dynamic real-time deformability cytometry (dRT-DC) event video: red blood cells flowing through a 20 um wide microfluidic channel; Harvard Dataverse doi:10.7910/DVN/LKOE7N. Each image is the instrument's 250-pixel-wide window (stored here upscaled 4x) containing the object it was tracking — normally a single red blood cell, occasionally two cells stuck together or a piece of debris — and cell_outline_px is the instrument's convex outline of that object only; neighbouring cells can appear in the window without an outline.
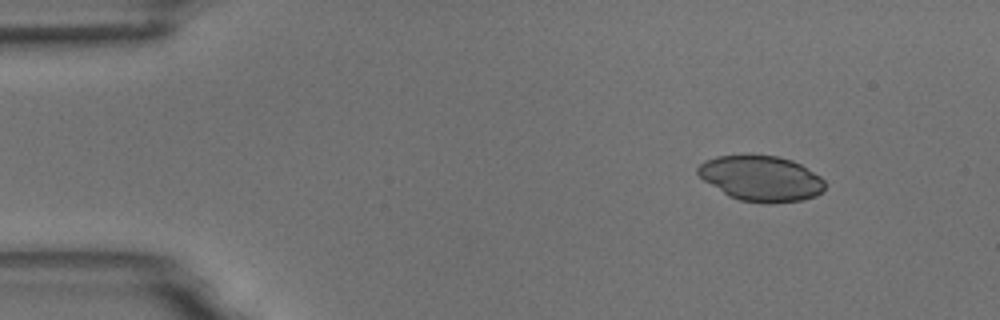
{"species": "common noctule bat (a hibernating species)", "species_latin": "Nyctalus noctula", "temperature_condition": "room temperature", "stored_images_in_passage": 7, "camera_frame_rate_fps": 3000, "um_per_image_px": 0.085, "animal": {"sex": "male", "body_mass_g": 18.8}, "frame": {"image": 1, "passage_image": 1, "time_ms": 0.0, "image_size_px": [1000, 320], "cell_outline_px": [[824, 188], [816, 196], [804, 200], [772, 204], [740, 200], [728, 196], [704, 180], [696, 172], [696, 168], [704, 160], [716, 156], [744, 152], [776, 156], [792, 160], [800, 164], [820, 176], [824, 180]], "centroid_in_image_um": [64.65, 15.13], "position_along_channel_um": 20.3, "area_um2": 34.33}}